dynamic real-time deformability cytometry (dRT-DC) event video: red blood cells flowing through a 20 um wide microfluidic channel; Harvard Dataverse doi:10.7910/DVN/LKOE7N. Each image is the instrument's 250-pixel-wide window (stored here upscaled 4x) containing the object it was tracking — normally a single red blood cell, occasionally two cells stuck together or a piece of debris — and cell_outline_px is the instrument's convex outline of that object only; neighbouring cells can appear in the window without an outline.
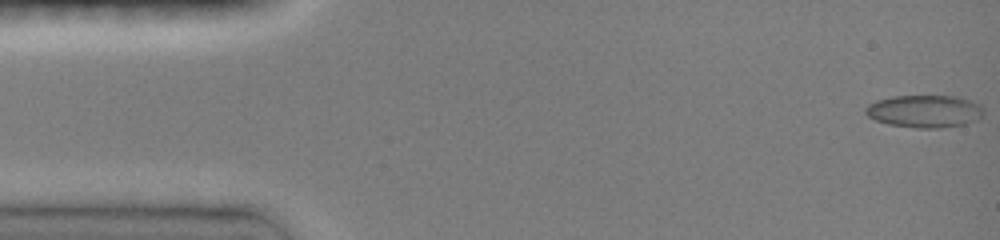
{"species": "common noctule bat (a hibernating species)", "species_latin": "Nyctalus noctula", "temperature_condition": "room temperature", "stored_images_in_passage": 47, "camera_frame_rate_fps": 3000, "um_per_image_px": 0.085, "animal": {"sex": "female", "body_mass_g": 19.0, "forearm_length_mm": 51.5}, "frame": {"image": 1, "passage_image": 1, "time_ms": 0.0, "image_size_px": [1000, 240], "cell_outline_px": [[984, 112], [976, 120], [964, 124], [940, 128], [916, 128], [888, 124], [876, 120], [868, 116], [864, 112], [864, 108], [868, 104], [876, 100], [892, 96], [956, 96], [980, 104]], "centroid_in_image_um": [78.55, 9.45], "position_along_channel_um": 6.4, "area_um2": 22.37}}
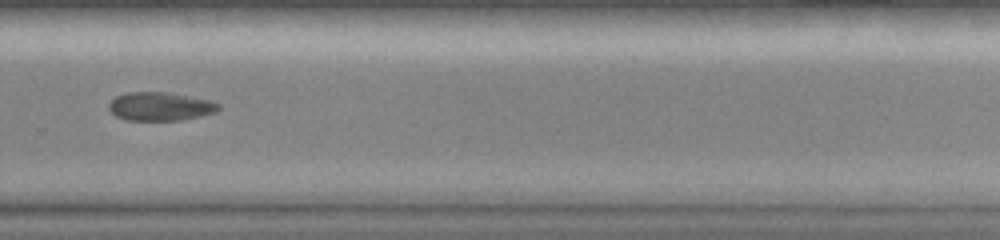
{"frame": {"image": 2, "passage_image": 33, "time_ms": 10.667, "image_size_px": [1000, 240], "cell_outline_px": [[220, 108], [216, 112], [200, 116], [180, 120], [124, 120], [116, 116], [108, 108], [108, 104], [116, 96], [128, 92], [168, 92], [212, 100], [220, 104]], "centroid_in_image_um": [13.63, 9.04], "position_along_channel_um": 316.2, "area_um2": 18.32}}
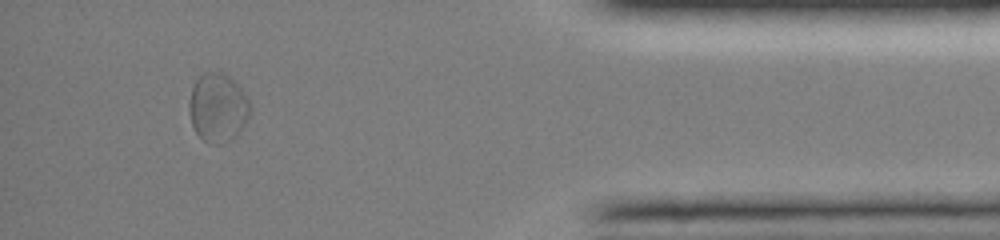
{"frame": {"image": 3, "passage_image": 43, "time_ms": 14.0, "image_size_px": [1000, 240], "cell_outline_px": [[252, 112], [236, 136], [232, 140], [220, 144], [208, 144], [196, 132], [192, 124], [188, 112], [188, 104], [192, 88], [196, 80], [204, 72], [224, 72], [248, 96], [252, 108]], "centroid_in_image_um": [18.53, 9.16], "position_along_channel_um": 416.7, "area_um2": 24.68}, "authors_computed_cell_mechanics": {"area_um2": 19.4208, "velocity_mm_per_s": 4.0574, "shape_relaxation_time_tau1_ms": 2.6317, "shape_relaxation_time_tau2_ms": null, "deformation_change_tau1": 0.0497, "deformation_change_tau2": null}}